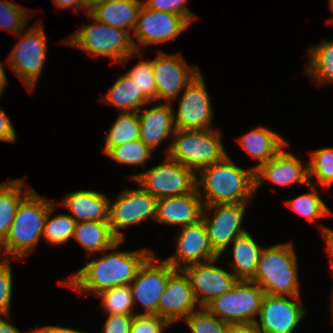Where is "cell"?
I'll return each instance as SVG.
<instances>
[{
    "label": "cell",
    "mask_w": 333,
    "mask_h": 333,
    "mask_svg": "<svg viewBox=\"0 0 333 333\" xmlns=\"http://www.w3.org/2000/svg\"><path fill=\"white\" fill-rule=\"evenodd\" d=\"M121 243L123 240L116 241L111 248L103 251L105 254L94 257L68 279L58 282L79 293L95 296L115 286L130 285L139 268L153 253L146 248L118 251L117 248Z\"/></svg>",
    "instance_id": "obj_1"
},
{
    "label": "cell",
    "mask_w": 333,
    "mask_h": 333,
    "mask_svg": "<svg viewBox=\"0 0 333 333\" xmlns=\"http://www.w3.org/2000/svg\"><path fill=\"white\" fill-rule=\"evenodd\" d=\"M235 164L227 155L196 173L199 174L196 187L204 206L248 204L254 198L256 191L253 166L243 169Z\"/></svg>",
    "instance_id": "obj_2"
},
{
    "label": "cell",
    "mask_w": 333,
    "mask_h": 333,
    "mask_svg": "<svg viewBox=\"0 0 333 333\" xmlns=\"http://www.w3.org/2000/svg\"><path fill=\"white\" fill-rule=\"evenodd\" d=\"M54 203V200L40 196L34 189L21 201L2 243L3 259L13 257L23 260L34 252L43 236L48 211Z\"/></svg>",
    "instance_id": "obj_3"
},
{
    "label": "cell",
    "mask_w": 333,
    "mask_h": 333,
    "mask_svg": "<svg viewBox=\"0 0 333 333\" xmlns=\"http://www.w3.org/2000/svg\"><path fill=\"white\" fill-rule=\"evenodd\" d=\"M297 255L292 243L262 249L254 278L265 294L300 297Z\"/></svg>",
    "instance_id": "obj_4"
},
{
    "label": "cell",
    "mask_w": 333,
    "mask_h": 333,
    "mask_svg": "<svg viewBox=\"0 0 333 333\" xmlns=\"http://www.w3.org/2000/svg\"><path fill=\"white\" fill-rule=\"evenodd\" d=\"M95 23L82 25L75 33L69 35L62 43L79 48L93 57H109L120 65H126L132 57L141 56L142 51H135L136 42L127 31L108 26L90 13H86Z\"/></svg>",
    "instance_id": "obj_5"
},
{
    "label": "cell",
    "mask_w": 333,
    "mask_h": 333,
    "mask_svg": "<svg viewBox=\"0 0 333 333\" xmlns=\"http://www.w3.org/2000/svg\"><path fill=\"white\" fill-rule=\"evenodd\" d=\"M221 136L214 128L176 129L165 155L198 173L228 155Z\"/></svg>",
    "instance_id": "obj_6"
},
{
    "label": "cell",
    "mask_w": 333,
    "mask_h": 333,
    "mask_svg": "<svg viewBox=\"0 0 333 333\" xmlns=\"http://www.w3.org/2000/svg\"><path fill=\"white\" fill-rule=\"evenodd\" d=\"M129 179L157 199L184 195L197 188V174L168 155L162 163L130 175Z\"/></svg>",
    "instance_id": "obj_7"
},
{
    "label": "cell",
    "mask_w": 333,
    "mask_h": 333,
    "mask_svg": "<svg viewBox=\"0 0 333 333\" xmlns=\"http://www.w3.org/2000/svg\"><path fill=\"white\" fill-rule=\"evenodd\" d=\"M264 295L257 283L238 280L228 292L213 299L205 308L229 324L255 323Z\"/></svg>",
    "instance_id": "obj_8"
},
{
    "label": "cell",
    "mask_w": 333,
    "mask_h": 333,
    "mask_svg": "<svg viewBox=\"0 0 333 333\" xmlns=\"http://www.w3.org/2000/svg\"><path fill=\"white\" fill-rule=\"evenodd\" d=\"M23 32L25 31L18 34L19 37L21 36L20 41L9 54L6 65L10 66L26 88L31 91L44 67L47 36L42 22L35 23L25 33Z\"/></svg>",
    "instance_id": "obj_9"
},
{
    "label": "cell",
    "mask_w": 333,
    "mask_h": 333,
    "mask_svg": "<svg viewBox=\"0 0 333 333\" xmlns=\"http://www.w3.org/2000/svg\"><path fill=\"white\" fill-rule=\"evenodd\" d=\"M138 186L137 189H125L115 201L110 200L109 225L118 240L124 241L122 229L156 218L157 198Z\"/></svg>",
    "instance_id": "obj_10"
},
{
    "label": "cell",
    "mask_w": 333,
    "mask_h": 333,
    "mask_svg": "<svg viewBox=\"0 0 333 333\" xmlns=\"http://www.w3.org/2000/svg\"><path fill=\"white\" fill-rule=\"evenodd\" d=\"M248 205L235 203L203 207L202 220L208 231L210 245L218 256L221 257L237 236L247 232L242 222ZM214 209L216 212L209 216Z\"/></svg>",
    "instance_id": "obj_11"
},
{
    "label": "cell",
    "mask_w": 333,
    "mask_h": 333,
    "mask_svg": "<svg viewBox=\"0 0 333 333\" xmlns=\"http://www.w3.org/2000/svg\"><path fill=\"white\" fill-rule=\"evenodd\" d=\"M179 98V100H178ZM177 111H174L176 129L196 130L213 128V108L201 71L178 96Z\"/></svg>",
    "instance_id": "obj_12"
},
{
    "label": "cell",
    "mask_w": 333,
    "mask_h": 333,
    "mask_svg": "<svg viewBox=\"0 0 333 333\" xmlns=\"http://www.w3.org/2000/svg\"><path fill=\"white\" fill-rule=\"evenodd\" d=\"M158 261L152 254L130 284L134 306L140 303L145 309L137 314L158 315V302L170 275L176 270L166 260Z\"/></svg>",
    "instance_id": "obj_13"
},
{
    "label": "cell",
    "mask_w": 333,
    "mask_h": 333,
    "mask_svg": "<svg viewBox=\"0 0 333 333\" xmlns=\"http://www.w3.org/2000/svg\"><path fill=\"white\" fill-rule=\"evenodd\" d=\"M189 25L175 13L155 11L142 5L132 33L139 41V44H133L135 51H141L140 45H158L176 39Z\"/></svg>",
    "instance_id": "obj_14"
},
{
    "label": "cell",
    "mask_w": 333,
    "mask_h": 333,
    "mask_svg": "<svg viewBox=\"0 0 333 333\" xmlns=\"http://www.w3.org/2000/svg\"><path fill=\"white\" fill-rule=\"evenodd\" d=\"M157 53V57L153 59L157 102L164 99L166 103H172L200 70L187 64L179 53L167 54L161 50Z\"/></svg>",
    "instance_id": "obj_15"
},
{
    "label": "cell",
    "mask_w": 333,
    "mask_h": 333,
    "mask_svg": "<svg viewBox=\"0 0 333 333\" xmlns=\"http://www.w3.org/2000/svg\"><path fill=\"white\" fill-rule=\"evenodd\" d=\"M290 298L264 295L259 318L255 322L261 333H293L307 311L300 297Z\"/></svg>",
    "instance_id": "obj_16"
},
{
    "label": "cell",
    "mask_w": 333,
    "mask_h": 333,
    "mask_svg": "<svg viewBox=\"0 0 333 333\" xmlns=\"http://www.w3.org/2000/svg\"><path fill=\"white\" fill-rule=\"evenodd\" d=\"M220 259L193 263L183 268L187 274L199 307H205L216 297L228 292L238 281L235 275L214 264Z\"/></svg>",
    "instance_id": "obj_17"
},
{
    "label": "cell",
    "mask_w": 333,
    "mask_h": 333,
    "mask_svg": "<svg viewBox=\"0 0 333 333\" xmlns=\"http://www.w3.org/2000/svg\"><path fill=\"white\" fill-rule=\"evenodd\" d=\"M198 302L191 282L183 269H176L169 277L158 302V316L170 324L179 322L196 311Z\"/></svg>",
    "instance_id": "obj_18"
},
{
    "label": "cell",
    "mask_w": 333,
    "mask_h": 333,
    "mask_svg": "<svg viewBox=\"0 0 333 333\" xmlns=\"http://www.w3.org/2000/svg\"><path fill=\"white\" fill-rule=\"evenodd\" d=\"M176 246L175 255L165 259L175 269L219 257L210 245L208 231L202 219L198 223L181 227Z\"/></svg>",
    "instance_id": "obj_19"
},
{
    "label": "cell",
    "mask_w": 333,
    "mask_h": 333,
    "mask_svg": "<svg viewBox=\"0 0 333 333\" xmlns=\"http://www.w3.org/2000/svg\"><path fill=\"white\" fill-rule=\"evenodd\" d=\"M283 147L267 163L255 170V191L261 187L266 180L281 186L294 183L308 185V165H305L293 153L284 151Z\"/></svg>",
    "instance_id": "obj_20"
},
{
    "label": "cell",
    "mask_w": 333,
    "mask_h": 333,
    "mask_svg": "<svg viewBox=\"0 0 333 333\" xmlns=\"http://www.w3.org/2000/svg\"><path fill=\"white\" fill-rule=\"evenodd\" d=\"M173 103L162 102L138 111L140 140L151 151H155L165 140L171 139L176 131Z\"/></svg>",
    "instance_id": "obj_21"
},
{
    "label": "cell",
    "mask_w": 333,
    "mask_h": 333,
    "mask_svg": "<svg viewBox=\"0 0 333 333\" xmlns=\"http://www.w3.org/2000/svg\"><path fill=\"white\" fill-rule=\"evenodd\" d=\"M203 207L197 188L184 195L158 198L154 221L185 227L202 219Z\"/></svg>",
    "instance_id": "obj_22"
},
{
    "label": "cell",
    "mask_w": 333,
    "mask_h": 333,
    "mask_svg": "<svg viewBox=\"0 0 333 333\" xmlns=\"http://www.w3.org/2000/svg\"><path fill=\"white\" fill-rule=\"evenodd\" d=\"M110 200L103 193L80 190L68 193L60 204L70 210L76 222H109Z\"/></svg>",
    "instance_id": "obj_23"
},
{
    "label": "cell",
    "mask_w": 333,
    "mask_h": 333,
    "mask_svg": "<svg viewBox=\"0 0 333 333\" xmlns=\"http://www.w3.org/2000/svg\"><path fill=\"white\" fill-rule=\"evenodd\" d=\"M237 140L247 154L258 161L253 167L254 170L267 163L283 147L288 145L286 139L282 138L281 135L264 126H258L248 131Z\"/></svg>",
    "instance_id": "obj_24"
},
{
    "label": "cell",
    "mask_w": 333,
    "mask_h": 333,
    "mask_svg": "<svg viewBox=\"0 0 333 333\" xmlns=\"http://www.w3.org/2000/svg\"><path fill=\"white\" fill-rule=\"evenodd\" d=\"M143 0H108L89 13L98 21L127 31L134 30Z\"/></svg>",
    "instance_id": "obj_25"
},
{
    "label": "cell",
    "mask_w": 333,
    "mask_h": 333,
    "mask_svg": "<svg viewBox=\"0 0 333 333\" xmlns=\"http://www.w3.org/2000/svg\"><path fill=\"white\" fill-rule=\"evenodd\" d=\"M232 244V273L237 280L251 281L254 278L261 247L247 231L231 243Z\"/></svg>",
    "instance_id": "obj_26"
},
{
    "label": "cell",
    "mask_w": 333,
    "mask_h": 333,
    "mask_svg": "<svg viewBox=\"0 0 333 333\" xmlns=\"http://www.w3.org/2000/svg\"><path fill=\"white\" fill-rule=\"evenodd\" d=\"M100 101L116 107L121 112H138L151 103L126 73L119 76Z\"/></svg>",
    "instance_id": "obj_27"
},
{
    "label": "cell",
    "mask_w": 333,
    "mask_h": 333,
    "mask_svg": "<svg viewBox=\"0 0 333 333\" xmlns=\"http://www.w3.org/2000/svg\"><path fill=\"white\" fill-rule=\"evenodd\" d=\"M73 238L86 250L87 255L103 252L118 241L109 222L81 221L75 225Z\"/></svg>",
    "instance_id": "obj_28"
},
{
    "label": "cell",
    "mask_w": 333,
    "mask_h": 333,
    "mask_svg": "<svg viewBox=\"0 0 333 333\" xmlns=\"http://www.w3.org/2000/svg\"><path fill=\"white\" fill-rule=\"evenodd\" d=\"M24 178H17L0 184V242L7 237L9 227L21 201L33 190L26 187ZM25 188V189H24ZM24 191V192H23Z\"/></svg>",
    "instance_id": "obj_29"
},
{
    "label": "cell",
    "mask_w": 333,
    "mask_h": 333,
    "mask_svg": "<svg viewBox=\"0 0 333 333\" xmlns=\"http://www.w3.org/2000/svg\"><path fill=\"white\" fill-rule=\"evenodd\" d=\"M308 65L304 72L317 86L333 83V40H323L308 50Z\"/></svg>",
    "instance_id": "obj_30"
},
{
    "label": "cell",
    "mask_w": 333,
    "mask_h": 333,
    "mask_svg": "<svg viewBox=\"0 0 333 333\" xmlns=\"http://www.w3.org/2000/svg\"><path fill=\"white\" fill-rule=\"evenodd\" d=\"M103 139L105 140L102 149L104 155L114 147L140 139L138 112H119L116 121Z\"/></svg>",
    "instance_id": "obj_31"
},
{
    "label": "cell",
    "mask_w": 333,
    "mask_h": 333,
    "mask_svg": "<svg viewBox=\"0 0 333 333\" xmlns=\"http://www.w3.org/2000/svg\"><path fill=\"white\" fill-rule=\"evenodd\" d=\"M310 193L301 194L295 198L286 201V205L299 215L306 217L309 222L314 223L317 218H323L331 215L327 204L324 203L318 194L316 185L309 183L307 185Z\"/></svg>",
    "instance_id": "obj_32"
},
{
    "label": "cell",
    "mask_w": 333,
    "mask_h": 333,
    "mask_svg": "<svg viewBox=\"0 0 333 333\" xmlns=\"http://www.w3.org/2000/svg\"><path fill=\"white\" fill-rule=\"evenodd\" d=\"M100 297L101 307L107 315L122 314L134 316L132 291L130 285L115 286L97 294Z\"/></svg>",
    "instance_id": "obj_33"
},
{
    "label": "cell",
    "mask_w": 333,
    "mask_h": 333,
    "mask_svg": "<svg viewBox=\"0 0 333 333\" xmlns=\"http://www.w3.org/2000/svg\"><path fill=\"white\" fill-rule=\"evenodd\" d=\"M57 204H53L46 216L43 237L46 241L53 245L61 246L73 238L76 221L71 215L60 214L51 218V214L56 208Z\"/></svg>",
    "instance_id": "obj_34"
},
{
    "label": "cell",
    "mask_w": 333,
    "mask_h": 333,
    "mask_svg": "<svg viewBox=\"0 0 333 333\" xmlns=\"http://www.w3.org/2000/svg\"><path fill=\"white\" fill-rule=\"evenodd\" d=\"M307 162L309 182L329 187L333 183V147L319 148L311 152ZM314 178H316L315 182Z\"/></svg>",
    "instance_id": "obj_35"
},
{
    "label": "cell",
    "mask_w": 333,
    "mask_h": 333,
    "mask_svg": "<svg viewBox=\"0 0 333 333\" xmlns=\"http://www.w3.org/2000/svg\"><path fill=\"white\" fill-rule=\"evenodd\" d=\"M152 154L151 149L137 139L112 148L106 156L119 165H142L143 168H146L145 164L149 158H152Z\"/></svg>",
    "instance_id": "obj_36"
},
{
    "label": "cell",
    "mask_w": 333,
    "mask_h": 333,
    "mask_svg": "<svg viewBox=\"0 0 333 333\" xmlns=\"http://www.w3.org/2000/svg\"><path fill=\"white\" fill-rule=\"evenodd\" d=\"M11 0H0V28L18 35L29 21V10Z\"/></svg>",
    "instance_id": "obj_37"
},
{
    "label": "cell",
    "mask_w": 333,
    "mask_h": 333,
    "mask_svg": "<svg viewBox=\"0 0 333 333\" xmlns=\"http://www.w3.org/2000/svg\"><path fill=\"white\" fill-rule=\"evenodd\" d=\"M126 75L137 85L141 93L151 102L157 101V86L154 77L153 59L140 60Z\"/></svg>",
    "instance_id": "obj_38"
},
{
    "label": "cell",
    "mask_w": 333,
    "mask_h": 333,
    "mask_svg": "<svg viewBox=\"0 0 333 333\" xmlns=\"http://www.w3.org/2000/svg\"><path fill=\"white\" fill-rule=\"evenodd\" d=\"M183 321L188 325L189 333H227L229 326L205 307H200Z\"/></svg>",
    "instance_id": "obj_39"
},
{
    "label": "cell",
    "mask_w": 333,
    "mask_h": 333,
    "mask_svg": "<svg viewBox=\"0 0 333 333\" xmlns=\"http://www.w3.org/2000/svg\"><path fill=\"white\" fill-rule=\"evenodd\" d=\"M13 277L11 259L0 261V315L10 319V307L12 301Z\"/></svg>",
    "instance_id": "obj_40"
},
{
    "label": "cell",
    "mask_w": 333,
    "mask_h": 333,
    "mask_svg": "<svg viewBox=\"0 0 333 333\" xmlns=\"http://www.w3.org/2000/svg\"><path fill=\"white\" fill-rule=\"evenodd\" d=\"M187 1L188 0H143L142 5L155 11L175 13L182 16L191 25L197 17L187 8Z\"/></svg>",
    "instance_id": "obj_41"
},
{
    "label": "cell",
    "mask_w": 333,
    "mask_h": 333,
    "mask_svg": "<svg viewBox=\"0 0 333 333\" xmlns=\"http://www.w3.org/2000/svg\"><path fill=\"white\" fill-rule=\"evenodd\" d=\"M169 325L167 320L158 315L135 314L130 333H164Z\"/></svg>",
    "instance_id": "obj_42"
},
{
    "label": "cell",
    "mask_w": 333,
    "mask_h": 333,
    "mask_svg": "<svg viewBox=\"0 0 333 333\" xmlns=\"http://www.w3.org/2000/svg\"><path fill=\"white\" fill-rule=\"evenodd\" d=\"M107 319L100 333H130L134 316L113 314L107 315Z\"/></svg>",
    "instance_id": "obj_43"
},
{
    "label": "cell",
    "mask_w": 333,
    "mask_h": 333,
    "mask_svg": "<svg viewBox=\"0 0 333 333\" xmlns=\"http://www.w3.org/2000/svg\"><path fill=\"white\" fill-rule=\"evenodd\" d=\"M17 138L16 131L7 114L0 107V140L6 142H15Z\"/></svg>",
    "instance_id": "obj_44"
},
{
    "label": "cell",
    "mask_w": 333,
    "mask_h": 333,
    "mask_svg": "<svg viewBox=\"0 0 333 333\" xmlns=\"http://www.w3.org/2000/svg\"><path fill=\"white\" fill-rule=\"evenodd\" d=\"M319 229L322 233L323 238L325 239L324 241H326V246H327V252H328V256L330 257V267L332 269L333 272V229L332 228H328L324 225L319 224Z\"/></svg>",
    "instance_id": "obj_45"
},
{
    "label": "cell",
    "mask_w": 333,
    "mask_h": 333,
    "mask_svg": "<svg viewBox=\"0 0 333 333\" xmlns=\"http://www.w3.org/2000/svg\"><path fill=\"white\" fill-rule=\"evenodd\" d=\"M227 333H261L256 323L229 324Z\"/></svg>",
    "instance_id": "obj_46"
},
{
    "label": "cell",
    "mask_w": 333,
    "mask_h": 333,
    "mask_svg": "<svg viewBox=\"0 0 333 333\" xmlns=\"http://www.w3.org/2000/svg\"><path fill=\"white\" fill-rule=\"evenodd\" d=\"M53 3L60 9H73L77 13L78 8L85 12V0H53Z\"/></svg>",
    "instance_id": "obj_47"
},
{
    "label": "cell",
    "mask_w": 333,
    "mask_h": 333,
    "mask_svg": "<svg viewBox=\"0 0 333 333\" xmlns=\"http://www.w3.org/2000/svg\"><path fill=\"white\" fill-rule=\"evenodd\" d=\"M33 333H86V332L74 330L67 327L65 328L61 326L48 325V326L39 327L37 329H33Z\"/></svg>",
    "instance_id": "obj_48"
},
{
    "label": "cell",
    "mask_w": 333,
    "mask_h": 333,
    "mask_svg": "<svg viewBox=\"0 0 333 333\" xmlns=\"http://www.w3.org/2000/svg\"><path fill=\"white\" fill-rule=\"evenodd\" d=\"M0 333H22L14 325L2 319L0 316ZM25 333H33V330Z\"/></svg>",
    "instance_id": "obj_49"
},
{
    "label": "cell",
    "mask_w": 333,
    "mask_h": 333,
    "mask_svg": "<svg viewBox=\"0 0 333 333\" xmlns=\"http://www.w3.org/2000/svg\"><path fill=\"white\" fill-rule=\"evenodd\" d=\"M5 73L6 72L4 66L0 62V96H2L3 90L5 89L8 83L7 75Z\"/></svg>",
    "instance_id": "obj_50"
},
{
    "label": "cell",
    "mask_w": 333,
    "mask_h": 333,
    "mask_svg": "<svg viewBox=\"0 0 333 333\" xmlns=\"http://www.w3.org/2000/svg\"><path fill=\"white\" fill-rule=\"evenodd\" d=\"M108 0H85V14L89 13L97 5L103 4Z\"/></svg>",
    "instance_id": "obj_51"
},
{
    "label": "cell",
    "mask_w": 333,
    "mask_h": 333,
    "mask_svg": "<svg viewBox=\"0 0 333 333\" xmlns=\"http://www.w3.org/2000/svg\"><path fill=\"white\" fill-rule=\"evenodd\" d=\"M328 4H329V8H330V10L333 12V0H329L328 1ZM327 22L329 23V24H333V17L330 19L329 18V20H327Z\"/></svg>",
    "instance_id": "obj_52"
},
{
    "label": "cell",
    "mask_w": 333,
    "mask_h": 333,
    "mask_svg": "<svg viewBox=\"0 0 333 333\" xmlns=\"http://www.w3.org/2000/svg\"><path fill=\"white\" fill-rule=\"evenodd\" d=\"M331 301L332 302H331V307L330 308H331V311H332V316L331 317H332V320H333V291H332V294H331Z\"/></svg>",
    "instance_id": "obj_53"
},
{
    "label": "cell",
    "mask_w": 333,
    "mask_h": 333,
    "mask_svg": "<svg viewBox=\"0 0 333 333\" xmlns=\"http://www.w3.org/2000/svg\"><path fill=\"white\" fill-rule=\"evenodd\" d=\"M2 253H3V254H2ZM1 255L4 256V252H3V249H2V243L0 242V257H1Z\"/></svg>",
    "instance_id": "obj_54"
}]
</instances>
